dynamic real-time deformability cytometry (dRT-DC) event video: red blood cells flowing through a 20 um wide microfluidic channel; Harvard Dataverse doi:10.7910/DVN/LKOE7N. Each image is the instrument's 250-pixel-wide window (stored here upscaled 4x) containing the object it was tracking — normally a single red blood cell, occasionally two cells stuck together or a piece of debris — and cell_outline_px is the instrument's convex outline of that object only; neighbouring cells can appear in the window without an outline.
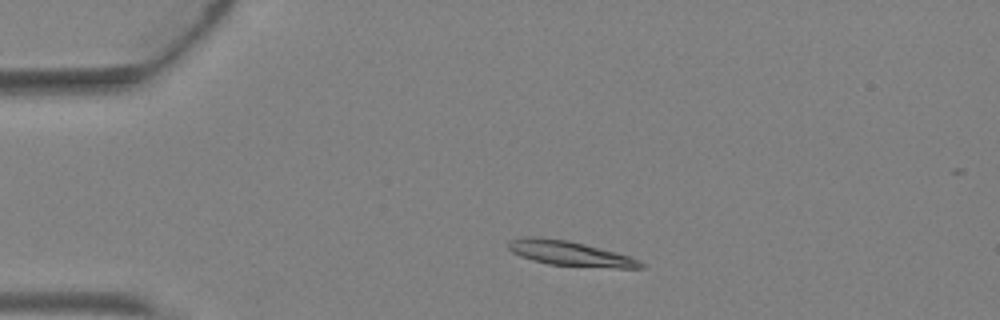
{"species": "Egyptian fruit bat (a non-hibernating species)", "species_latin": "Rousettus aegyptiacus", "temperature_condition": "warm", "stored_images_in_passage": 4, "camera_frame_rate_fps": 3000, "um_per_image_px": 0.085, "animal": {"sex": "female"}, "frame": {"image": 1, "passage_image": 2, "time_ms": 0.333, "image_size_px": [1000, 320], "cell_outline_px": [[644, 268], [616, 268], [548, 264], [532, 260], [520, 256], [512, 252], [508, 248], [508, 240], [528, 236], [540, 236], [568, 240], [616, 252], [640, 260], [644, 264]], "centroid_in_image_um": [48.42, 21.53], "position_along_channel_um": 36.6, "area_um2": 19.19}}